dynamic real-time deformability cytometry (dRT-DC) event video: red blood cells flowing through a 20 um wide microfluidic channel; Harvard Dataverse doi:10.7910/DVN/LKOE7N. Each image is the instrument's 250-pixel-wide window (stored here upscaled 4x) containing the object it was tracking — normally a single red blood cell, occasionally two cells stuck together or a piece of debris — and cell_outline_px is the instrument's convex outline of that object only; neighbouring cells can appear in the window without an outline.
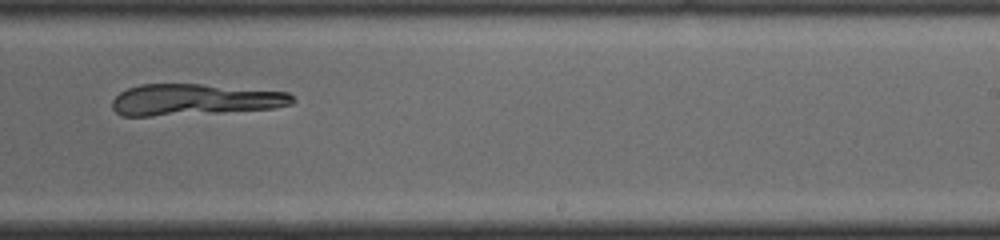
{"species": "common noctule bat (a hibernating species)", "species_latin": "Nyctalus noctula", "temperature_condition": "cold", "stored_images_in_passage": 34, "camera_frame_rate_fps": 3000, "um_per_image_px": 0.085, "animal": {"sex": "male", "body_mass_g": 19.0, "forearm_length_mm": 50.8}, "frame": {"image": 1, "passage_image": 24, "time_ms": 7.667, "image_size_px": [1000, 240], "cell_outline_px": [[296, 100], [292, 104], [272, 108], [216, 112], [152, 116], [120, 116], [112, 108], [112, 100], [120, 92], [128, 88], [140, 84], [200, 84], [288, 92]], "centroid_in_image_um": [16.5, 8.47], "position_along_channel_um": 272.5, "area_um2": 32.66}}
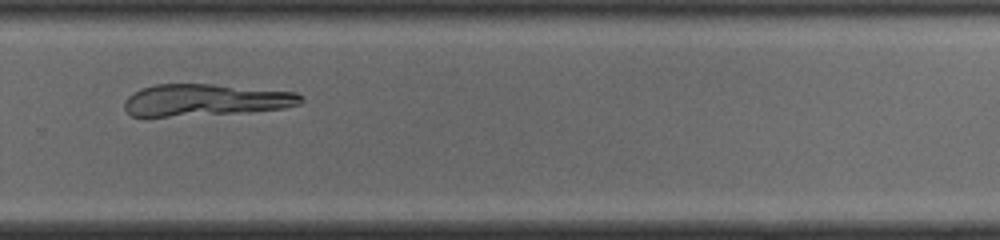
{"frame": {"image": 2, "passage_image": 27, "time_ms": 8.667, "image_size_px": [1000, 240], "cell_outline_px": [[304, 100], [300, 104], [284, 108], [248, 112], [168, 116], [132, 116], [124, 108], [124, 100], [132, 92], [140, 88], [156, 84], [212, 84], [296, 92], [304, 96]], "centroid_in_image_um": [17.47, 8.49], "position_along_channel_um": 312.3, "area_um2": 32.83}}
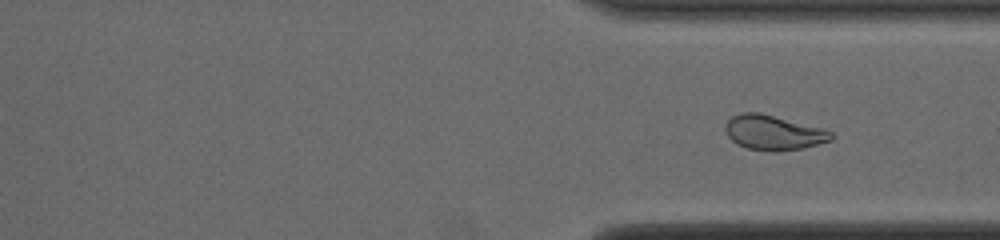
{"frame": {"image": 3, "passage_image": 34, "time_ms": 11.0, "image_size_px": [1000, 240], "cell_outline_px": [[836, 136], [832, 140], [804, 148], [776, 152], [772, 152], [748, 148], [736, 144], [728, 136], [724, 128], [724, 124], [732, 116], [740, 112], [760, 112], [828, 128]], "centroid_in_image_um": [65.8, 11.26], "position_along_channel_um": 345.6, "area_um2": 22.14}}